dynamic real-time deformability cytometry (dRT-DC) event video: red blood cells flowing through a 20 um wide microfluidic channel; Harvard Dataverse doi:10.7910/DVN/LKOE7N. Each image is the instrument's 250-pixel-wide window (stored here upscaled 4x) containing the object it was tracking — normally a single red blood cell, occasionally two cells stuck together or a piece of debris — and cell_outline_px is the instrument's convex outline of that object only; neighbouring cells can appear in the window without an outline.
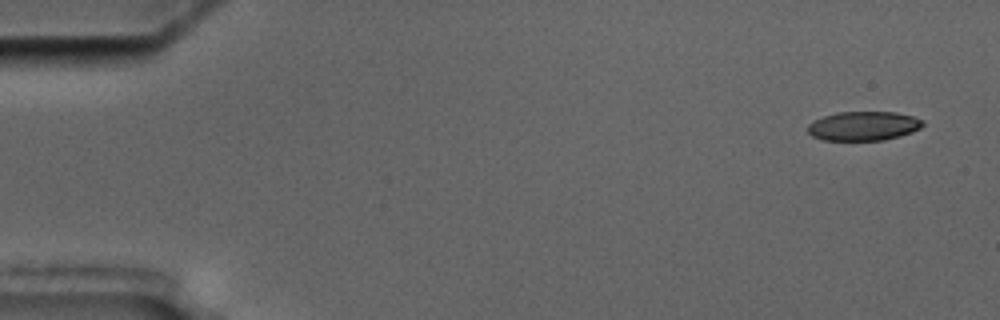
{"species": "common noctule bat (a hibernating species)", "species_latin": "Nyctalus noctula", "temperature_condition": "cold", "stored_images_in_passage": 3, "camera_frame_rate_fps": 3000, "um_per_image_px": 0.085, "animal": {"sex": "male", "body_mass_g": 17.5, "forearm_length_mm": 52.3}, "frame": {"image": 1, "passage_image": 1, "time_ms": 0.0, "image_size_px": [1000, 320], "cell_outline_px": [[924, 124], [920, 128], [912, 132], [900, 136], [884, 140], [824, 140], [812, 136], [808, 132], [808, 124], [812, 120], [836, 112], [896, 112], [912, 116], [924, 120]], "centroid_in_image_um": [73.39, 10.7], "position_along_channel_um": 11.6, "area_um2": 19.65}}
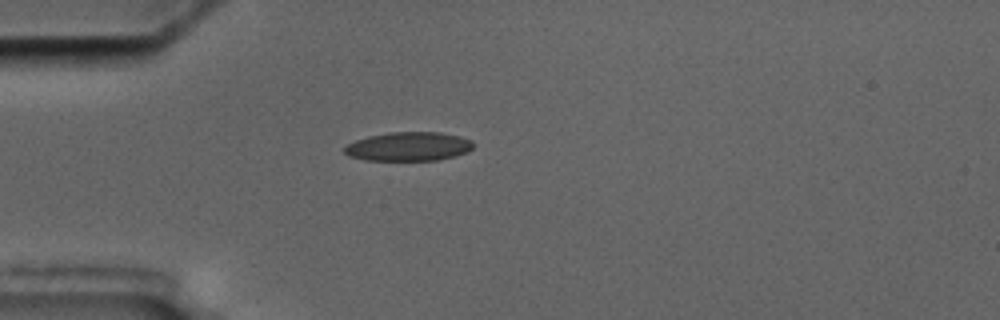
{"frame": {"image": 2, "passage_image": 3, "time_ms": 4.333, "image_size_px": [1000, 320], "cell_outline_px": [[476, 144], [468, 152], [456, 156], [436, 160], [364, 160], [348, 156], [344, 152], [344, 148], [348, 144], [356, 140], [368, 136], [388, 132], [440, 132], [460, 136], [472, 140]], "centroid_in_image_um": [34.76, 12.45], "position_along_channel_um": 50.2, "area_um2": 21.91}}